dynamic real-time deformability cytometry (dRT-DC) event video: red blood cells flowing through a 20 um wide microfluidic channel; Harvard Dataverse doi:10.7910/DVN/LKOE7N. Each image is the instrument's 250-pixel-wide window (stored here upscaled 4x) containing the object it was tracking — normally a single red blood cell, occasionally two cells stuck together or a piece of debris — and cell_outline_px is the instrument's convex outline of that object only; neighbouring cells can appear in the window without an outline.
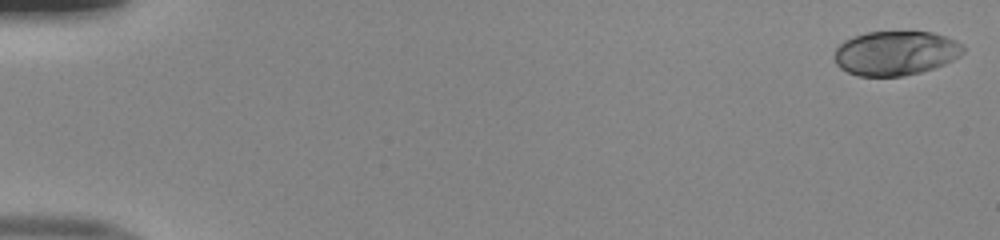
{"species": "human", "species_latin": "Homo sapiens", "temperature_condition": "room temperature", "stored_images_in_passage": 51, "camera_frame_rate_fps": 3000, "um_per_image_px": 0.085, "donor": {"sex": "male"}, "frame": {"image": 1, "passage_image": 1, "time_ms": 0.0, "image_size_px": [1000, 240], "cell_outline_px": [[964, 52], [960, 56], [944, 64], [920, 72], [904, 76], [856, 76], [840, 68], [836, 64], [836, 48], [844, 40], [852, 36], [868, 32], [932, 32], [956, 40], [964, 44]], "centroid_in_image_um": [76.14, 4.51], "position_along_channel_um": 8.9, "area_um2": 33.29}}
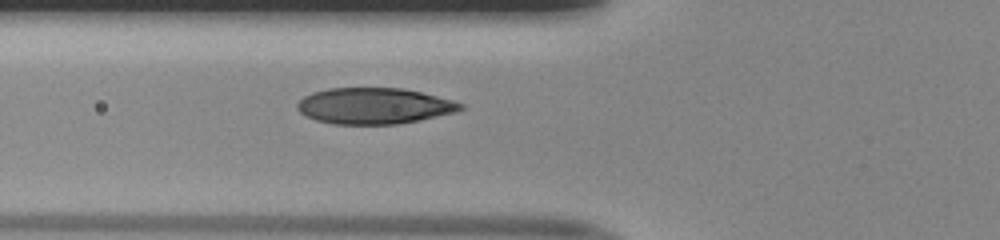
{"frame": {"image": 2, "passage_image": 20, "time_ms": 6.333, "image_size_px": [1000, 240], "cell_outline_px": [[464, 108], [456, 112], [420, 120], [396, 124], [332, 124], [316, 120], [304, 116], [296, 108], [296, 104], [304, 96], [312, 92], [328, 88], [404, 88], [452, 100], [464, 104]], "centroid_in_image_um": [31.77, 9.0], "position_along_channel_um": 94.0, "area_um2": 34.45}}
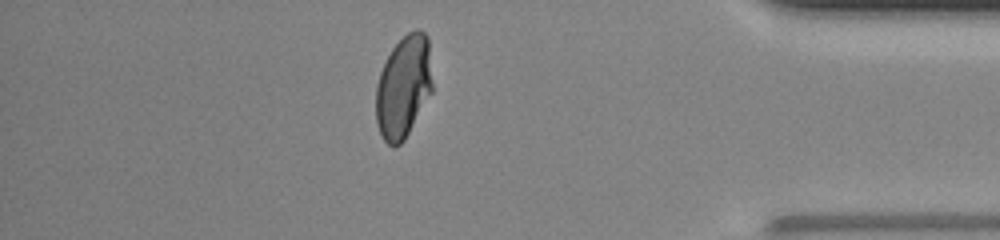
{"frame": {"image": 3, "passage_image": 45, "time_ms": 14.667, "image_size_px": [1000, 240], "cell_outline_px": [[432, 92], [404, 140], [400, 144], [392, 148], [384, 140], [380, 132], [376, 120], [376, 84], [380, 72], [392, 48], [408, 32], [416, 28], [420, 28], [428, 36], [432, 84]], "centroid_in_image_um": [34.3, 7.37], "position_along_channel_um": 400.9, "area_um2": 33.7}, "authors_computed_cell_mechanics": {"area_um2": 34.391, "velocity_mm_per_s": 4.0376, "shape_relaxation_time_tau1_ms": 6.1172, "shape_relaxation_time_tau2_ms": null, "deformation_change_tau1": 0.2327, "deformation_change_tau2": null}}